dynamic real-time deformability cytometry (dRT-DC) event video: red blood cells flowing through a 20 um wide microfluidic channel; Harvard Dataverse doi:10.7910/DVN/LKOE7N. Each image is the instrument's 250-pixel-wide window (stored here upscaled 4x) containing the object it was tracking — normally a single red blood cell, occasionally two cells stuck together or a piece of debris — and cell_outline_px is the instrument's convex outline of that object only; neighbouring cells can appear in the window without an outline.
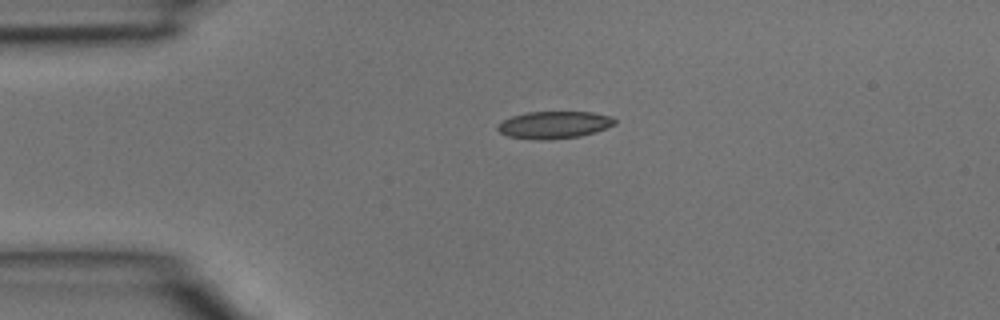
{"species": "common noctule bat (a hibernating species)", "species_latin": "Nyctalus noctula", "temperature_condition": "room temperature", "stored_images_in_passage": 3, "camera_frame_rate_fps": 3000, "um_per_image_px": 0.085, "animal": {"sex": "male", "body_mass_g": 15.6}, "frame": {"image": 1, "passage_image": 1, "time_ms": 0.0, "image_size_px": [1000, 320], "cell_outline_px": [[616, 124], [596, 132], [580, 136], [544, 140], [540, 140], [508, 136], [500, 132], [496, 128], [504, 120], [512, 116], [528, 112], [592, 112], [612, 116], [616, 120]], "centroid_in_image_um": [47.15, 10.61], "position_along_channel_um": 37.9, "area_um2": 18.5}}
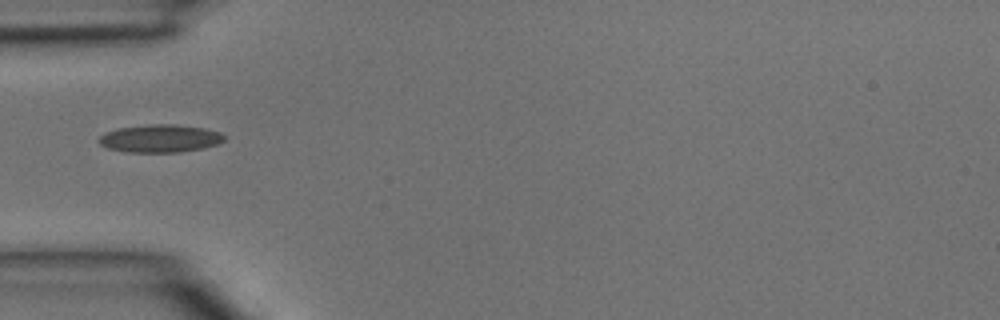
{"frame": {"image": 2, "passage_image": 2, "time_ms": 0.333, "image_size_px": [1000, 320], "cell_outline_px": [[224, 140], [216, 144], [200, 148], [180, 152], [124, 152], [108, 148], [100, 144], [96, 140], [104, 132], [116, 128], [148, 124], [172, 124], [204, 128], [220, 132], [224, 136]], "centroid_in_image_um": [13.53, 11.76], "position_along_channel_um": 71.5, "area_um2": 20.35}}
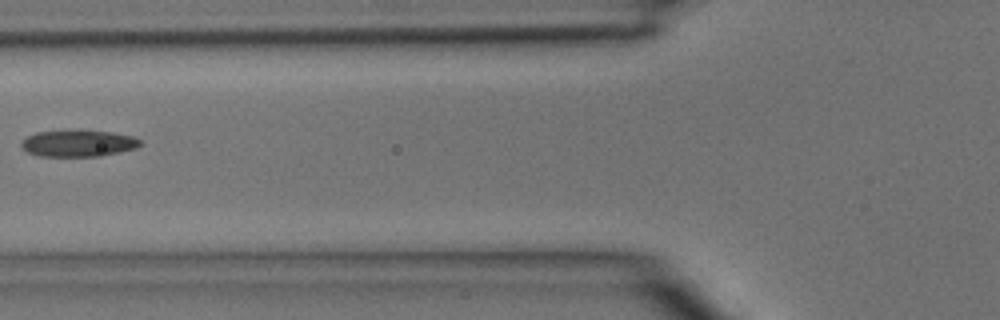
{"frame": {"image": 3, "passage_image": 3, "time_ms": 0.667, "image_size_px": [1000, 320], "cell_outline_px": [[144, 144], [136, 148], [120, 152], [100, 156], [40, 156], [28, 152], [20, 144], [28, 136], [36, 132], [112, 132], [136, 136]], "centroid_in_image_um": [6.74, 12.21], "position_along_channel_um": 119.1, "area_um2": 17.92}}